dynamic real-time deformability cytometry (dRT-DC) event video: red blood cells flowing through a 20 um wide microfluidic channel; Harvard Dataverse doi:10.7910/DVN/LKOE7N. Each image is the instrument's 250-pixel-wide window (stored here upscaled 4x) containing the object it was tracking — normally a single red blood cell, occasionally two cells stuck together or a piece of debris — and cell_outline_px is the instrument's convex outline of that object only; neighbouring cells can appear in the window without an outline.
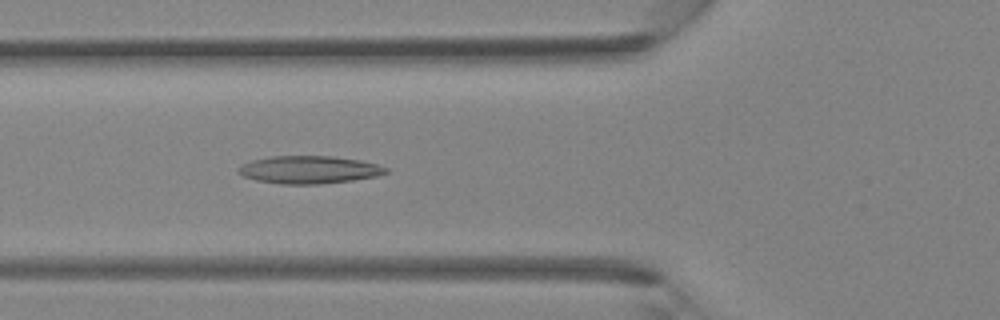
{"species": "Egyptian fruit bat (a non-hibernating species)", "species_latin": "Rousettus aegyptiacus", "temperature_condition": "room temperature", "stored_images_in_passage": 28, "camera_frame_rate_fps": 3000, "um_per_image_px": 0.085, "animal": {"sex": "female"}, "frame": {"image": 1, "passage_image": 3, "time_ms": 0.667, "image_size_px": [1000, 320], "cell_outline_px": [[388, 172], [376, 176], [352, 180], [320, 184], [280, 184], [256, 180], [244, 176], [236, 172], [240, 164], [252, 160], [272, 156], [332, 156], [360, 160], [376, 164], [388, 168]], "centroid_in_image_um": [26.24, 14.42], "position_along_channel_um": 99.6, "area_um2": 23.81}}
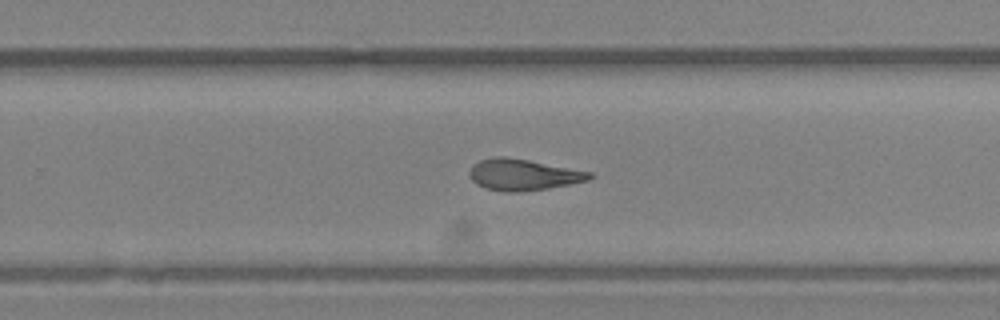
{"frame": {"image": 2, "passage_image": 14, "time_ms": 4.333, "image_size_px": [1000, 320], "cell_outline_px": [[596, 176], [588, 180], [548, 188], [516, 192], [504, 192], [484, 188], [476, 184], [472, 180], [468, 172], [472, 164], [480, 160], [496, 156], [504, 156], [528, 160], [592, 172]], "centroid_in_image_um": [44.44, 14.85], "position_along_channel_um": 285.4, "area_um2": 21.91}}
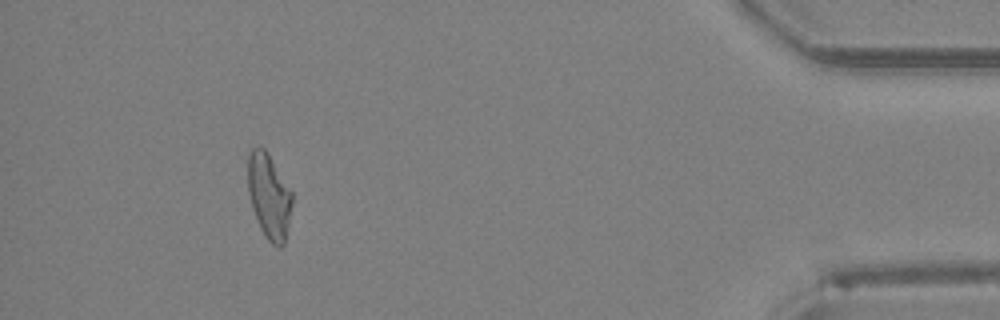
{"frame": {"image": 3, "passage_image": 25, "time_ms": 8.0, "image_size_px": [1000, 320], "cell_outline_px": [[292, 204], [284, 244], [280, 248], [272, 244], [264, 236], [260, 228], [252, 208], [248, 192], [248, 152], [252, 148], [264, 148], [268, 152], [292, 192]], "centroid_in_image_um": [22.86, 16.67], "position_along_channel_um": 412.3, "area_um2": 21.91}}